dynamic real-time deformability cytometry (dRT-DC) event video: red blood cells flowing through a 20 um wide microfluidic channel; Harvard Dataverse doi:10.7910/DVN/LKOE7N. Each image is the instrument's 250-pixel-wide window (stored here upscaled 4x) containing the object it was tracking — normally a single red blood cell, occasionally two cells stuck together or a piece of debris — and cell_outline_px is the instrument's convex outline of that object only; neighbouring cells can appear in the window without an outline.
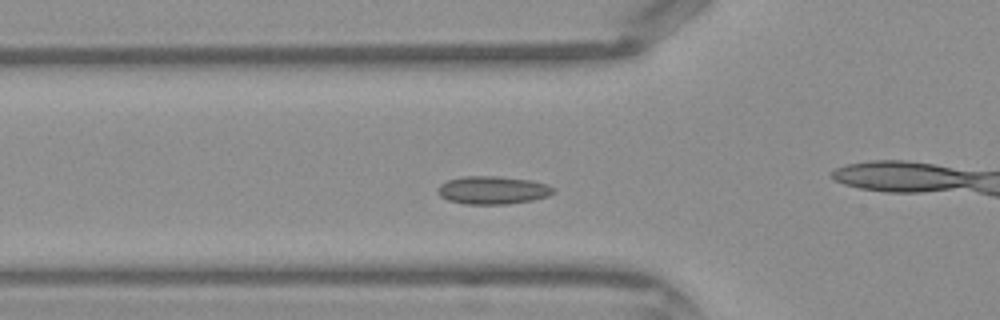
{"species": "Egyptian fruit bat (a non-hibernating species)", "species_latin": "Rousettus aegyptiacus", "temperature_condition": "warm", "stored_images_in_passage": 40, "camera_frame_rate_fps": 3000, "um_per_image_px": 0.085, "frame": {"image": 1, "passage_image": 10, "time_ms": 3.0, "image_size_px": [1000, 320], "cell_outline_px": [[556, 192], [548, 196], [532, 200], [508, 204], [464, 204], [448, 200], [440, 196], [436, 192], [436, 188], [440, 184], [448, 180], [464, 176], [500, 176], [532, 180], [548, 184], [556, 188]], "centroid_in_image_um": [41.9, 16.16], "position_along_channel_um": 83.9, "area_um2": 19.19}}
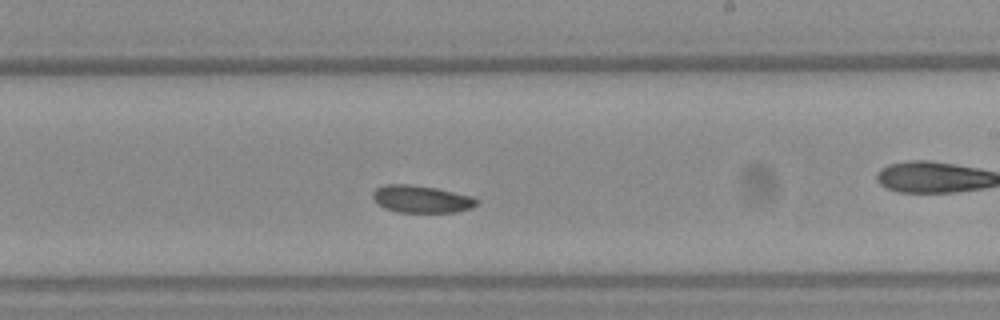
{"frame": {"image": 2, "passage_image": 21, "time_ms": 6.667, "image_size_px": [1000, 320], "cell_outline_px": [[480, 200], [472, 208], [456, 212], [400, 212], [384, 208], [372, 196], [372, 192], [376, 188], [384, 184], [404, 184], [436, 188], [472, 196]], "centroid_in_image_um": [35.84, 16.92], "position_along_channel_um": 253.2, "area_um2": 16.42}}
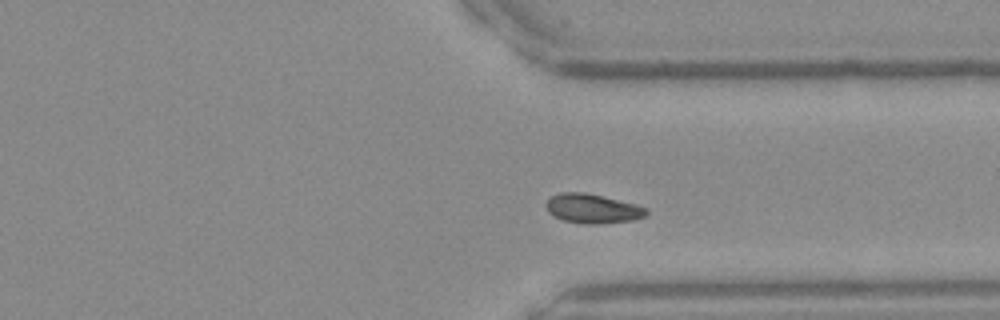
{"frame": {"image": 3, "passage_image": 28, "time_ms": 9.0, "image_size_px": [1000, 320], "cell_outline_px": [[648, 212], [644, 216], [632, 220], [596, 224], [584, 224], [564, 220], [548, 212], [544, 204], [552, 196], [564, 192], [584, 192], [636, 204], [648, 208]], "centroid_in_image_um": [50.37, 17.73], "position_along_channel_um": 361.0, "area_um2": 16.94}}